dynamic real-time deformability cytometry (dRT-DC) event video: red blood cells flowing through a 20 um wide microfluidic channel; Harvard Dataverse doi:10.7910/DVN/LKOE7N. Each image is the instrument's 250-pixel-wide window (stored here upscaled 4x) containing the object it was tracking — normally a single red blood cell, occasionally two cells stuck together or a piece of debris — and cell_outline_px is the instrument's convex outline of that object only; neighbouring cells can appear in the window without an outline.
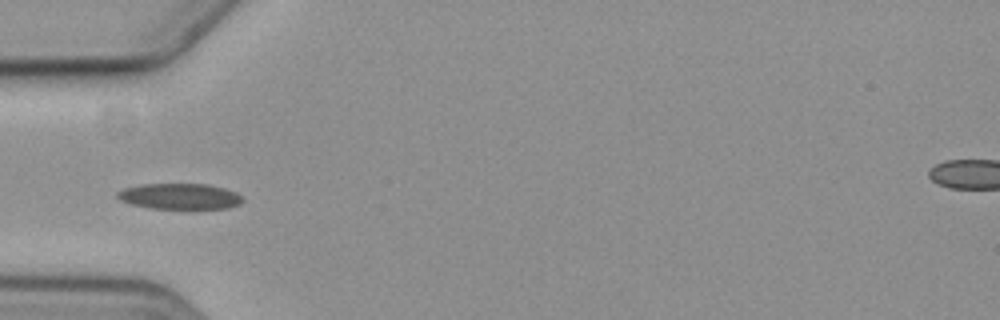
{"species": "common noctule bat (a hibernating species)", "species_latin": "Nyctalus noctula", "temperature_condition": "cold", "stored_images_in_passage": 10, "camera_frame_rate_fps": 3000, "um_per_image_px": 0.085, "animal": {"sex": "female", "body_mass_g": 19.3, "forearm_length_mm": 54.1}, "frame": {"image": 1, "passage_image": 4, "time_ms": 3.667, "image_size_px": [1000, 320], "cell_outline_px": [[244, 200], [240, 204], [228, 208], [148, 208], [132, 204], [120, 200], [116, 196], [116, 192], [124, 188], [140, 184], [208, 184], [224, 188], [236, 192]], "centroid_in_image_um": [15.26, 16.68], "position_along_channel_um": 69.7, "area_um2": 18.79}}
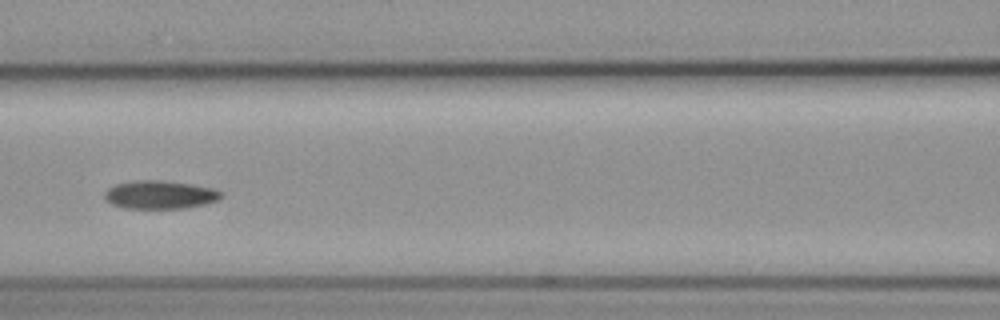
{"frame": {"image": 2, "passage_image": 6, "time_ms": 6.0, "image_size_px": [1000, 320], "cell_outline_px": [[224, 196], [208, 204], [188, 208], [124, 208], [112, 204], [104, 200], [104, 192], [108, 188], [116, 184], [140, 180], [160, 180], [192, 184], [216, 188], [224, 192]], "centroid_in_image_um": [13.65, 16.55], "position_along_channel_um": 153.0, "area_um2": 19.48}}
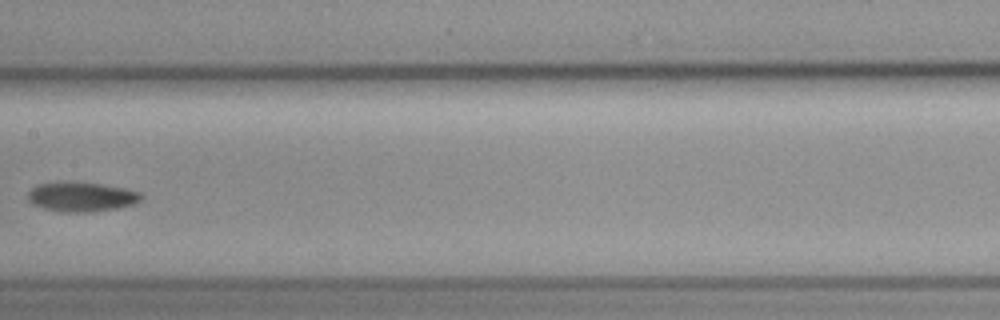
{"frame": {"image": 3, "passage_image": 7, "time_ms": 7.333, "image_size_px": [1000, 320], "cell_outline_px": [[144, 196], [136, 204], [116, 208], [88, 212], [60, 212], [44, 208], [32, 204], [28, 200], [28, 192], [36, 184], [100, 184], [124, 188], [140, 192]], "centroid_in_image_um": [6.96, 16.77], "position_along_channel_um": 200.4, "area_um2": 18.9}}